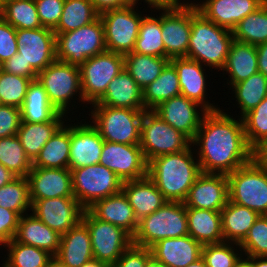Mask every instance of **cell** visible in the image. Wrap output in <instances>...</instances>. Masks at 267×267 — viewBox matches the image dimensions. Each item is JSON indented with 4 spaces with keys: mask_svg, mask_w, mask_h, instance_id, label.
Returning <instances> with one entry per match:
<instances>
[{
    "mask_svg": "<svg viewBox=\"0 0 267 267\" xmlns=\"http://www.w3.org/2000/svg\"><path fill=\"white\" fill-rule=\"evenodd\" d=\"M224 110L207 111L191 142L202 173L228 175L253 159L242 118ZM239 120V121H238ZM197 146V147H196Z\"/></svg>",
    "mask_w": 267,
    "mask_h": 267,
    "instance_id": "6da1fadb",
    "label": "cell"
},
{
    "mask_svg": "<svg viewBox=\"0 0 267 267\" xmlns=\"http://www.w3.org/2000/svg\"><path fill=\"white\" fill-rule=\"evenodd\" d=\"M201 173L192 144L179 153L158 156L147 166V176L167 201L184 202Z\"/></svg>",
    "mask_w": 267,
    "mask_h": 267,
    "instance_id": "7a4b0ae2",
    "label": "cell"
},
{
    "mask_svg": "<svg viewBox=\"0 0 267 267\" xmlns=\"http://www.w3.org/2000/svg\"><path fill=\"white\" fill-rule=\"evenodd\" d=\"M191 1V33L187 51L188 59L198 61L208 70L224 68L233 32L206 19Z\"/></svg>",
    "mask_w": 267,
    "mask_h": 267,
    "instance_id": "3957f363",
    "label": "cell"
},
{
    "mask_svg": "<svg viewBox=\"0 0 267 267\" xmlns=\"http://www.w3.org/2000/svg\"><path fill=\"white\" fill-rule=\"evenodd\" d=\"M188 235V218L184 202L167 201L157 211L139 220L132 244L150 248L165 238Z\"/></svg>",
    "mask_w": 267,
    "mask_h": 267,
    "instance_id": "277c9868",
    "label": "cell"
},
{
    "mask_svg": "<svg viewBox=\"0 0 267 267\" xmlns=\"http://www.w3.org/2000/svg\"><path fill=\"white\" fill-rule=\"evenodd\" d=\"M37 80L43 85L50 103L58 112L68 116L70 108L74 110L73 106H75L77 109V105L74 104L77 99L79 103L84 104L78 66L56 59L38 73ZM74 97L76 98L73 99Z\"/></svg>",
    "mask_w": 267,
    "mask_h": 267,
    "instance_id": "5b68a950",
    "label": "cell"
},
{
    "mask_svg": "<svg viewBox=\"0 0 267 267\" xmlns=\"http://www.w3.org/2000/svg\"><path fill=\"white\" fill-rule=\"evenodd\" d=\"M90 107L91 113L88 115L91 116V123L104 141L128 145L140 144L141 121L146 110L109 106Z\"/></svg>",
    "mask_w": 267,
    "mask_h": 267,
    "instance_id": "8992f818",
    "label": "cell"
},
{
    "mask_svg": "<svg viewBox=\"0 0 267 267\" xmlns=\"http://www.w3.org/2000/svg\"><path fill=\"white\" fill-rule=\"evenodd\" d=\"M227 177L231 202L267 215V167L252 159Z\"/></svg>",
    "mask_w": 267,
    "mask_h": 267,
    "instance_id": "52a82bcc",
    "label": "cell"
},
{
    "mask_svg": "<svg viewBox=\"0 0 267 267\" xmlns=\"http://www.w3.org/2000/svg\"><path fill=\"white\" fill-rule=\"evenodd\" d=\"M56 34V59L80 67L88 58L107 51L100 17L76 30Z\"/></svg>",
    "mask_w": 267,
    "mask_h": 267,
    "instance_id": "ba28073f",
    "label": "cell"
},
{
    "mask_svg": "<svg viewBox=\"0 0 267 267\" xmlns=\"http://www.w3.org/2000/svg\"><path fill=\"white\" fill-rule=\"evenodd\" d=\"M139 145L148 163L158 156L187 149L191 141L162 120L153 110H146L141 121Z\"/></svg>",
    "mask_w": 267,
    "mask_h": 267,
    "instance_id": "9c48e42d",
    "label": "cell"
},
{
    "mask_svg": "<svg viewBox=\"0 0 267 267\" xmlns=\"http://www.w3.org/2000/svg\"><path fill=\"white\" fill-rule=\"evenodd\" d=\"M73 196L85 208L95 201L122 191L123 181L102 164H93L70 170Z\"/></svg>",
    "mask_w": 267,
    "mask_h": 267,
    "instance_id": "30bf717a",
    "label": "cell"
},
{
    "mask_svg": "<svg viewBox=\"0 0 267 267\" xmlns=\"http://www.w3.org/2000/svg\"><path fill=\"white\" fill-rule=\"evenodd\" d=\"M79 68L84 103L91 105L105 94L109 83L124 70V55L106 51L88 58Z\"/></svg>",
    "mask_w": 267,
    "mask_h": 267,
    "instance_id": "8fae6325",
    "label": "cell"
},
{
    "mask_svg": "<svg viewBox=\"0 0 267 267\" xmlns=\"http://www.w3.org/2000/svg\"><path fill=\"white\" fill-rule=\"evenodd\" d=\"M135 7L138 8L136 4L131 3L121 9L109 10L99 15L104 25L107 51L123 55L133 51L140 23L145 15Z\"/></svg>",
    "mask_w": 267,
    "mask_h": 267,
    "instance_id": "7c38bea8",
    "label": "cell"
},
{
    "mask_svg": "<svg viewBox=\"0 0 267 267\" xmlns=\"http://www.w3.org/2000/svg\"><path fill=\"white\" fill-rule=\"evenodd\" d=\"M82 222L87 226L94 259L113 266L132 244V237L122 228L95 218L85 209Z\"/></svg>",
    "mask_w": 267,
    "mask_h": 267,
    "instance_id": "4fadbf2b",
    "label": "cell"
},
{
    "mask_svg": "<svg viewBox=\"0 0 267 267\" xmlns=\"http://www.w3.org/2000/svg\"><path fill=\"white\" fill-rule=\"evenodd\" d=\"M182 2L170 8H161L164 58L187 57L191 33V2Z\"/></svg>",
    "mask_w": 267,
    "mask_h": 267,
    "instance_id": "5bb4252c",
    "label": "cell"
},
{
    "mask_svg": "<svg viewBox=\"0 0 267 267\" xmlns=\"http://www.w3.org/2000/svg\"><path fill=\"white\" fill-rule=\"evenodd\" d=\"M99 163L112 170L123 182L147 176L148 163L140 145L104 141Z\"/></svg>",
    "mask_w": 267,
    "mask_h": 267,
    "instance_id": "9a60e30c",
    "label": "cell"
},
{
    "mask_svg": "<svg viewBox=\"0 0 267 267\" xmlns=\"http://www.w3.org/2000/svg\"><path fill=\"white\" fill-rule=\"evenodd\" d=\"M85 208L74 196L31 201V213L60 235L82 221Z\"/></svg>",
    "mask_w": 267,
    "mask_h": 267,
    "instance_id": "2e32d148",
    "label": "cell"
},
{
    "mask_svg": "<svg viewBox=\"0 0 267 267\" xmlns=\"http://www.w3.org/2000/svg\"><path fill=\"white\" fill-rule=\"evenodd\" d=\"M18 53L37 73L56 60V34L52 29H16Z\"/></svg>",
    "mask_w": 267,
    "mask_h": 267,
    "instance_id": "e0dca14e",
    "label": "cell"
},
{
    "mask_svg": "<svg viewBox=\"0 0 267 267\" xmlns=\"http://www.w3.org/2000/svg\"><path fill=\"white\" fill-rule=\"evenodd\" d=\"M153 111L171 127L184 134L191 142L207 113V110L199 103L182 95L162 102Z\"/></svg>",
    "mask_w": 267,
    "mask_h": 267,
    "instance_id": "ac0fdd59",
    "label": "cell"
},
{
    "mask_svg": "<svg viewBox=\"0 0 267 267\" xmlns=\"http://www.w3.org/2000/svg\"><path fill=\"white\" fill-rule=\"evenodd\" d=\"M78 124H70V154L68 168L70 170L98 164L104 140L98 130L84 120Z\"/></svg>",
    "mask_w": 267,
    "mask_h": 267,
    "instance_id": "d6986e66",
    "label": "cell"
},
{
    "mask_svg": "<svg viewBox=\"0 0 267 267\" xmlns=\"http://www.w3.org/2000/svg\"><path fill=\"white\" fill-rule=\"evenodd\" d=\"M229 199L225 174L201 173L184 201L186 207L220 211Z\"/></svg>",
    "mask_w": 267,
    "mask_h": 267,
    "instance_id": "ffe728a7",
    "label": "cell"
},
{
    "mask_svg": "<svg viewBox=\"0 0 267 267\" xmlns=\"http://www.w3.org/2000/svg\"><path fill=\"white\" fill-rule=\"evenodd\" d=\"M26 178L31 201L73 196L69 168L32 167Z\"/></svg>",
    "mask_w": 267,
    "mask_h": 267,
    "instance_id": "44dd1931",
    "label": "cell"
},
{
    "mask_svg": "<svg viewBox=\"0 0 267 267\" xmlns=\"http://www.w3.org/2000/svg\"><path fill=\"white\" fill-rule=\"evenodd\" d=\"M170 63L177 71L182 96L199 103L207 111L220 109L218 105L216 106L207 100V86L209 85L206 84L210 83L207 80L206 69L203 68L205 66L186 57L171 58Z\"/></svg>",
    "mask_w": 267,
    "mask_h": 267,
    "instance_id": "7402d4cb",
    "label": "cell"
},
{
    "mask_svg": "<svg viewBox=\"0 0 267 267\" xmlns=\"http://www.w3.org/2000/svg\"><path fill=\"white\" fill-rule=\"evenodd\" d=\"M267 0H203L193 4L206 19L229 30Z\"/></svg>",
    "mask_w": 267,
    "mask_h": 267,
    "instance_id": "603a6c76",
    "label": "cell"
},
{
    "mask_svg": "<svg viewBox=\"0 0 267 267\" xmlns=\"http://www.w3.org/2000/svg\"><path fill=\"white\" fill-rule=\"evenodd\" d=\"M203 245L186 235L165 238L150 247L152 256L166 267H187L202 256Z\"/></svg>",
    "mask_w": 267,
    "mask_h": 267,
    "instance_id": "cb8c5ba5",
    "label": "cell"
},
{
    "mask_svg": "<svg viewBox=\"0 0 267 267\" xmlns=\"http://www.w3.org/2000/svg\"><path fill=\"white\" fill-rule=\"evenodd\" d=\"M87 210L97 219L122 228L133 237L138 220L123 191L95 201Z\"/></svg>",
    "mask_w": 267,
    "mask_h": 267,
    "instance_id": "d4e9b609",
    "label": "cell"
},
{
    "mask_svg": "<svg viewBox=\"0 0 267 267\" xmlns=\"http://www.w3.org/2000/svg\"><path fill=\"white\" fill-rule=\"evenodd\" d=\"M54 257L68 267H81L94 259L90 233L82 221L61 235L59 249Z\"/></svg>",
    "mask_w": 267,
    "mask_h": 267,
    "instance_id": "484cf974",
    "label": "cell"
},
{
    "mask_svg": "<svg viewBox=\"0 0 267 267\" xmlns=\"http://www.w3.org/2000/svg\"><path fill=\"white\" fill-rule=\"evenodd\" d=\"M91 106L145 110L143 91L125 69L109 83L105 94Z\"/></svg>",
    "mask_w": 267,
    "mask_h": 267,
    "instance_id": "4316f807",
    "label": "cell"
},
{
    "mask_svg": "<svg viewBox=\"0 0 267 267\" xmlns=\"http://www.w3.org/2000/svg\"><path fill=\"white\" fill-rule=\"evenodd\" d=\"M122 191L127 196L138 221L157 211L167 202L148 176L139 180L123 182Z\"/></svg>",
    "mask_w": 267,
    "mask_h": 267,
    "instance_id": "83f0119b",
    "label": "cell"
},
{
    "mask_svg": "<svg viewBox=\"0 0 267 267\" xmlns=\"http://www.w3.org/2000/svg\"><path fill=\"white\" fill-rule=\"evenodd\" d=\"M13 239L19 243L44 249L55 256L59 249L61 235L30 213L19 218Z\"/></svg>",
    "mask_w": 267,
    "mask_h": 267,
    "instance_id": "f1b7e54d",
    "label": "cell"
},
{
    "mask_svg": "<svg viewBox=\"0 0 267 267\" xmlns=\"http://www.w3.org/2000/svg\"><path fill=\"white\" fill-rule=\"evenodd\" d=\"M223 74H229L227 85L229 89L236 83L248 79L258 72L257 49L255 45L233 40L229 49V54Z\"/></svg>",
    "mask_w": 267,
    "mask_h": 267,
    "instance_id": "f546056e",
    "label": "cell"
},
{
    "mask_svg": "<svg viewBox=\"0 0 267 267\" xmlns=\"http://www.w3.org/2000/svg\"><path fill=\"white\" fill-rule=\"evenodd\" d=\"M68 117L69 116H66V114L59 112L50 122H21L17 131V137L20 139L25 154L31 162L36 159L43 146L65 123V121L70 122L71 118Z\"/></svg>",
    "mask_w": 267,
    "mask_h": 267,
    "instance_id": "4dcf8cb0",
    "label": "cell"
},
{
    "mask_svg": "<svg viewBox=\"0 0 267 267\" xmlns=\"http://www.w3.org/2000/svg\"><path fill=\"white\" fill-rule=\"evenodd\" d=\"M188 235L202 245L224 242L220 211L186 207Z\"/></svg>",
    "mask_w": 267,
    "mask_h": 267,
    "instance_id": "1f68e13d",
    "label": "cell"
},
{
    "mask_svg": "<svg viewBox=\"0 0 267 267\" xmlns=\"http://www.w3.org/2000/svg\"><path fill=\"white\" fill-rule=\"evenodd\" d=\"M259 215L247 207L231 202L221 210L224 242L240 244Z\"/></svg>",
    "mask_w": 267,
    "mask_h": 267,
    "instance_id": "d6a6232c",
    "label": "cell"
},
{
    "mask_svg": "<svg viewBox=\"0 0 267 267\" xmlns=\"http://www.w3.org/2000/svg\"><path fill=\"white\" fill-rule=\"evenodd\" d=\"M70 154V123H64L43 146L32 167L68 168Z\"/></svg>",
    "mask_w": 267,
    "mask_h": 267,
    "instance_id": "836d02e7",
    "label": "cell"
},
{
    "mask_svg": "<svg viewBox=\"0 0 267 267\" xmlns=\"http://www.w3.org/2000/svg\"><path fill=\"white\" fill-rule=\"evenodd\" d=\"M21 109V122H50L59 112L50 103L43 85L37 80L30 83Z\"/></svg>",
    "mask_w": 267,
    "mask_h": 267,
    "instance_id": "e575fe53",
    "label": "cell"
},
{
    "mask_svg": "<svg viewBox=\"0 0 267 267\" xmlns=\"http://www.w3.org/2000/svg\"><path fill=\"white\" fill-rule=\"evenodd\" d=\"M169 62V58L134 52L124 55V69L131 75L142 91L159 77Z\"/></svg>",
    "mask_w": 267,
    "mask_h": 267,
    "instance_id": "d590c367",
    "label": "cell"
},
{
    "mask_svg": "<svg viewBox=\"0 0 267 267\" xmlns=\"http://www.w3.org/2000/svg\"><path fill=\"white\" fill-rule=\"evenodd\" d=\"M181 95L178 74L169 62L159 77L143 90L145 110H154L162 102Z\"/></svg>",
    "mask_w": 267,
    "mask_h": 267,
    "instance_id": "8d00e7d4",
    "label": "cell"
},
{
    "mask_svg": "<svg viewBox=\"0 0 267 267\" xmlns=\"http://www.w3.org/2000/svg\"><path fill=\"white\" fill-rule=\"evenodd\" d=\"M159 11V16L145 14L139 26V33L132 52L164 57V44L161 31V8H153Z\"/></svg>",
    "mask_w": 267,
    "mask_h": 267,
    "instance_id": "74e56055",
    "label": "cell"
},
{
    "mask_svg": "<svg viewBox=\"0 0 267 267\" xmlns=\"http://www.w3.org/2000/svg\"><path fill=\"white\" fill-rule=\"evenodd\" d=\"M231 93L235 94L237 108H240V118L250 110L257 107L267 96V77L257 72L248 79L234 84L230 88Z\"/></svg>",
    "mask_w": 267,
    "mask_h": 267,
    "instance_id": "f35d334b",
    "label": "cell"
},
{
    "mask_svg": "<svg viewBox=\"0 0 267 267\" xmlns=\"http://www.w3.org/2000/svg\"><path fill=\"white\" fill-rule=\"evenodd\" d=\"M99 17L90 0H65L55 33H66L86 26Z\"/></svg>",
    "mask_w": 267,
    "mask_h": 267,
    "instance_id": "ab89813d",
    "label": "cell"
},
{
    "mask_svg": "<svg viewBox=\"0 0 267 267\" xmlns=\"http://www.w3.org/2000/svg\"><path fill=\"white\" fill-rule=\"evenodd\" d=\"M0 16L16 29H38L40 23L34 0H6Z\"/></svg>",
    "mask_w": 267,
    "mask_h": 267,
    "instance_id": "60d3db41",
    "label": "cell"
},
{
    "mask_svg": "<svg viewBox=\"0 0 267 267\" xmlns=\"http://www.w3.org/2000/svg\"><path fill=\"white\" fill-rule=\"evenodd\" d=\"M234 40L259 45L267 42V1L232 30Z\"/></svg>",
    "mask_w": 267,
    "mask_h": 267,
    "instance_id": "b9f144b4",
    "label": "cell"
},
{
    "mask_svg": "<svg viewBox=\"0 0 267 267\" xmlns=\"http://www.w3.org/2000/svg\"><path fill=\"white\" fill-rule=\"evenodd\" d=\"M4 248H7L8 257L3 264L7 267H48L50 260L54 257L44 249L19 243L14 239Z\"/></svg>",
    "mask_w": 267,
    "mask_h": 267,
    "instance_id": "7bdbcfd3",
    "label": "cell"
},
{
    "mask_svg": "<svg viewBox=\"0 0 267 267\" xmlns=\"http://www.w3.org/2000/svg\"><path fill=\"white\" fill-rule=\"evenodd\" d=\"M0 163L18 177H26L32 169L17 135L0 138Z\"/></svg>",
    "mask_w": 267,
    "mask_h": 267,
    "instance_id": "ee69618b",
    "label": "cell"
},
{
    "mask_svg": "<svg viewBox=\"0 0 267 267\" xmlns=\"http://www.w3.org/2000/svg\"><path fill=\"white\" fill-rule=\"evenodd\" d=\"M0 206L15 211L20 217L31 211L29 184L26 177H17L0 187Z\"/></svg>",
    "mask_w": 267,
    "mask_h": 267,
    "instance_id": "f6af8a7d",
    "label": "cell"
},
{
    "mask_svg": "<svg viewBox=\"0 0 267 267\" xmlns=\"http://www.w3.org/2000/svg\"><path fill=\"white\" fill-rule=\"evenodd\" d=\"M32 79L0 72V104L21 108Z\"/></svg>",
    "mask_w": 267,
    "mask_h": 267,
    "instance_id": "bcb514c9",
    "label": "cell"
},
{
    "mask_svg": "<svg viewBox=\"0 0 267 267\" xmlns=\"http://www.w3.org/2000/svg\"><path fill=\"white\" fill-rule=\"evenodd\" d=\"M242 255L243 252L238 243L221 242L203 245L201 257L207 267H234Z\"/></svg>",
    "mask_w": 267,
    "mask_h": 267,
    "instance_id": "7dc6e473",
    "label": "cell"
},
{
    "mask_svg": "<svg viewBox=\"0 0 267 267\" xmlns=\"http://www.w3.org/2000/svg\"><path fill=\"white\" fill-rule=\"evenodd\" d=\"M244 131L249 146L254 149L267 138V96L243 117Z\"/></svg>",
    "mask_w": 267,
    "mask_h": 267,
    "instance_id": "c3c4849f",
    "label": "cell"
},
{
    "mask_svg": "<svg viewBox=\"0 0 267 267\" xmlns=\"http://www.w3.org/2000/svg\"><path fill=\"white\" fill-rule=\"evenodd\" d=\"M239 245L243 256L267 257V215H259Z\"/></svg>",
    "mask_w": 267,
    "mask_h": 267,
    "instance_id": "681fc988",
    "label": "cell"
},
{
    "mask_svg": "<svg viewBox=\"0 0 267 267\" xmlns=\"http://www.w3.org/2000/svg\"><path fill=\"white\" fill-rule=\"evenodd\" d=\"M42 27L54 30L63 12L65 0H34Z\"/></svg>",
    "mask_w": 267,
    "mask_h": 267,
    "instance_id": "f907efd6",
    "label": "cell"
},
{
    "mask_svg": "<svg viewBox=\"0 0 267 267\" xmlns=\"http://www.w3.org/2000/svg\"><path fill=\"white\" fill-rule=\"evenodd\" d=\"M18 53L16 28L0 16V63L3 64Z\"/></svg>",
    "mask_w": 267,
    "mask_h": 267,
    "instance_id": "816d5d0a",
    "label": "cell"
},
{
    "mask_svg": "<svg viewBox=\"0 0 267 267\" xmlns=\"http://www.w3.org/2000/svg\"><path fill=\"white\" fill-rule=\"evenodd\" d=\"M21 121L20 108L0 104V138L17 135Z\"/></svg>",
    "mask_w": 267,
    "mask_h": 267,
    "instance_id": "f5cc1de1",
    "label": "cell"
},
{
    "mask_svg": "<svg viewBox=\"0 0 267 267\" xmlns=\"http://www.w3.org/2000/svg\"><path fill=\"white\" fill-rule=\"evenodd\" d=\"M151 256L150 248L131 244L111 267H145Z\"/></svg>",
    "mask_w": 267,
    "mask_h": 267,
    "instance_id": "db71d44e",
    "label": "cell"
},
{
    "mask_svg": "<svg viewBox=\"0 0 267 267\" xmlns=\"http://www.w3.org/2000/svg\"><path fill=\"white\" fill-rule=\"evenodd\" d=\"M20 216L12 210L0 206V246L10 242L17 231Z\"/></svg>",
    "mask_w": 267,
    "mask_h": 267,
    "instance_id": "11a10c76",
    "label": "cell"
},
{
    "mask_svg": "<svg viewBox=\"0 0 267 267\" xmlns=\"http://www.w3.org/2000/svg\"><path fill=\"white\" fill-rule=\"evenodd\" d=\"M2 71L16 76H23L32 80L37 79L38 73L21 57V54L16 53L9 60L2 64Z\"/></svg>",
    "mask_w": 267,
    "mask_h": 267,
    "instance_id": "9f6ffc18",
    "label": "cell"
},
{
    "mask_svg": "<svg viewBox=\"0 0 267 267\" xmlns=\"http://www.w3.org/2000/svg\"><path fill=\"white\" fill-rule=\"evenodd\" d=\"M95 11L100 15L106 11L121 9L131 4L130 0H90Z\"/></svg>",
    "mask_w": 267,
    "mask_h": 267,
    "instance_id": "6f0895ef",
    "label": "cell"
},
{
    "mask_svg": "<svg viewBox=\"0 0 267 267\" xmlns=\"http://www.w3.org/2000/svg\"><path fill=\"white\" fill-rule=\"evenodd\" d=\"M258 58V72L267 77V42L256 46Z\"/></svg>",
    "mask_w": 267,
    "mask_h": 267,
    "instance_id": "680465c9",
    "label": "cell"
},
{
    "mask_svg": "<svg viewBox=\"0 0 267 267\" xmlns=\"http://www.w3.org/2000/svg\"><path fill=\"white\" fill-rule=\"evenodd\" d=\"M253 159L258 164L267 167V138L253 149Z\"/></svg>",
    "mask_w": 267,
    "mask_h": 267,
    "instance_id": "91938a15",
    "label": "cell"
},
{
    "mask_svg": "<svg viewBox=\"0 0 267 267\" xmlns=\"http://www.w3.org/2000/svg\"><path fill=\"white\" fill-rule=\"evenodd\" d=\"M131 3L136 4L138 1H143L148 4L147 8L152 10L153 8H170L180 4L178 0H130Z\"/></svg>",
    "mask_w": 267,
    "mask_h": 267,
    "instance_id": "94428289",
    "label": "cell"
},
{
    "mask_svg": "<svg viewBox=\"0 0 267 267\" xmlns=\"http://www.w3.org/2000/svg\"><path fill=\"white\" fill-rule=\"evenodd\" d=\"M17 177V175H15L12 171H9L0 163V187L6 185L9 182H12Z\"/></svg>",
    "mask_w": 267,
    "mask_h": 267,
    "instance_id": "6125c7cd",
    "label": "cell"
},
{
    "mask_svg": "<svg viewBox=\"0 0 267 267\" xmlns=\"http://www.w3.org/2000/svg\"><path fill=\"white\" fill-rule=\"evenodd\" d=\"M234 267H253V256H245L244 258L242 255L235 263Z\"/></svg>",
    "mask_w": 267,
    "mask_h": 267,
    "instance_id": "be15d7a7",
    "label": "cell"
},
{
    "mask_svg": "<svg viewBox=\"0 0 267 267\" xmlns=\"http://www.w3.org/2000/svg\"><path fill=\"white\" fill-rule=\"evenodd\" d=\"M253 267H267V257L253 256Z\"/></svg>",
    "mask_w": 267,
    "mask_h": 267,
    "instance_id": "e7e4bbea",
    "label": "cell"
},
{
    "mask_svg": "<svg viewBox=\"0 0 267 267\" xmlns=\"http://www.w3.org/2000/svg\"><path fill=\"white\" fill-rule=\"evenodd\" d=\"M81 267H109L106 263L96 259H92L87 263H84Z\"/></svg>",
    "mask_w": 267,
    "mask_h": 267,
    "instance_id": "03108f58",
    "label": "cell"
},
{
    "mask_svg": "<svg viewBox=\"0 0 267 267\" xmlns=\"http://www.w3.org/2000/svg\"><path fill=\"white\" fill-rule=\"evenodd\" d=\"M145 267H166V266L160 261L156 260L153 256H151L148 259Z\"/></svg>",
    "mask_w": 267,
    "mask_h": 267,
    "instance_id": "003e7915",
    "label": "cell"
},
{
    "mask_svg": "<svg viewBox=\"0 0 267 267\" xmlns=\"http://www.w3.org/2000/svg\"><path fill=\"white\" fill-rule=\"evenodd\" d=\"M187 267H207L202 257L197 259L195 262L189 264Z\"/></svg>",
    "mask_w": 267,
    "mask_h": 267,
    "instance_id": "a7ac6f4b",
    "label": "cell"
},
{
    "mask_svg": "<svg viewBox=\"0 0 267 267\" xmlns=\"http://www.w3.org/2000/svg\"><path fill=\"white\" fill-rule=\"evenodd\" d=\"M48 267H68V266H65L64 264H62L59 260H57L55 257H53L49 264H48Z\"/></svg>",
    "mask_w": 267,
    "mask_h": 267,
    "instance_id": "89a4df30",
    "label": "cell"
},
{
    "mask_svg": "<svg viewBox=\"0 0 267 267\" xmlns=\"http://www.w3.org/2000/svg\"><path fill=\"white\" fill-rule=\"evenodd\" d=\"M2 3H3V2L0 0V10H1V7H2Z\"/></svg>",
    "mask_w": 267,
    "mask_h": 267,
    "instance_id": "2644e50d",
    "label": "cell"
},
{
    "mask_svg": "<svg viewBox=\"0 0 267 267\" xmlns=\"http://www.w3.org/2000/svg\"><path fill=\"white\" fill-rule=\"evenodd\" d=\"M2 71V64L0 63V72Z\"/></svg>",
    "mask_w": 267,
    "mask_h": 267,
    "instance_id": "8c879c8a",
    "label": "cell"
}]
</instances>
